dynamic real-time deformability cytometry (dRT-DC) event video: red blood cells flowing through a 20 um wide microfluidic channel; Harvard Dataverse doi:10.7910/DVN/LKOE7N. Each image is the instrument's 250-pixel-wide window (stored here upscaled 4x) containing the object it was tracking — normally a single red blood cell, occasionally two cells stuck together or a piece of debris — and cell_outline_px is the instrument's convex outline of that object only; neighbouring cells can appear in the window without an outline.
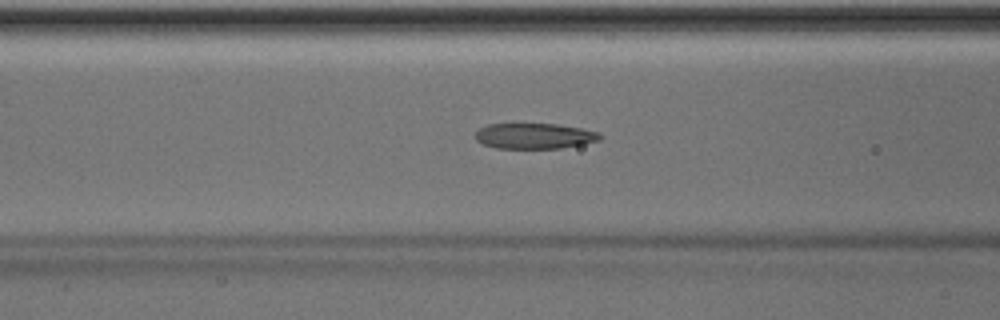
{"species": "Egyptian fruit bat (a non-hibernating species)", "species_latin": "Rousettus aegyptiacus", "temperature_condition": "room temperature", "stored_images_in_passage": 35, "camera_frame_rate_fps": 3000, "um_per_image_px": 0.085, "animal": {"sex": "male"}, "frame": {"image": 1, "passage_image": 20, "time_ms": 6.333, "image_size_px": [1000, 320], "cell_outline_px": [[604, 136], [600, 140], [560, 148], [496, 148], [484, 144], [476, 140], [476, 132], [480, 128], [488, 124], [556, 124], [580, 128], [600, 132]], "centroid_in_image_um": [45.45, 11.55], "position_along_channel_um": 121.2, "area_um2": 18.44}}
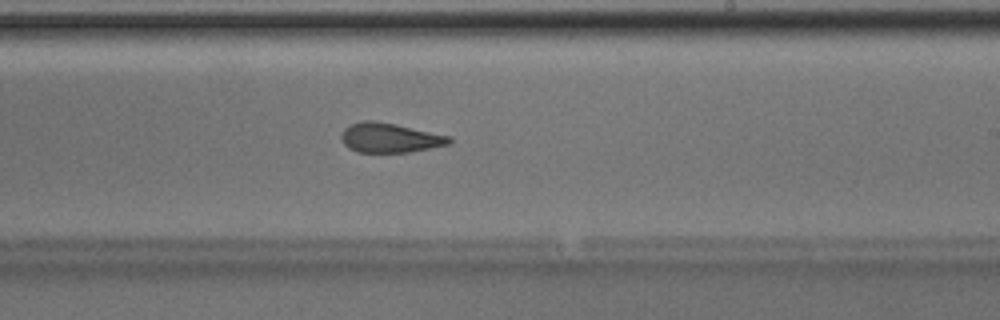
{"frame": {"image": 2, "passage_image": 30, "time_ms": 9.667, "image_size_px": [1000, 320], "cell_outline_px": [[452, 144], [408, 152], [356, 152], [348, 148], [344, 144], [340, 136], [344, 128], [352, 124], [364, 120], [376, 120], [396, 124], [452, 136]], "centroid_in_image_um": [33.16, 11.71], "position_along_channel_um": 255.8, "area_um2": 18.79}}